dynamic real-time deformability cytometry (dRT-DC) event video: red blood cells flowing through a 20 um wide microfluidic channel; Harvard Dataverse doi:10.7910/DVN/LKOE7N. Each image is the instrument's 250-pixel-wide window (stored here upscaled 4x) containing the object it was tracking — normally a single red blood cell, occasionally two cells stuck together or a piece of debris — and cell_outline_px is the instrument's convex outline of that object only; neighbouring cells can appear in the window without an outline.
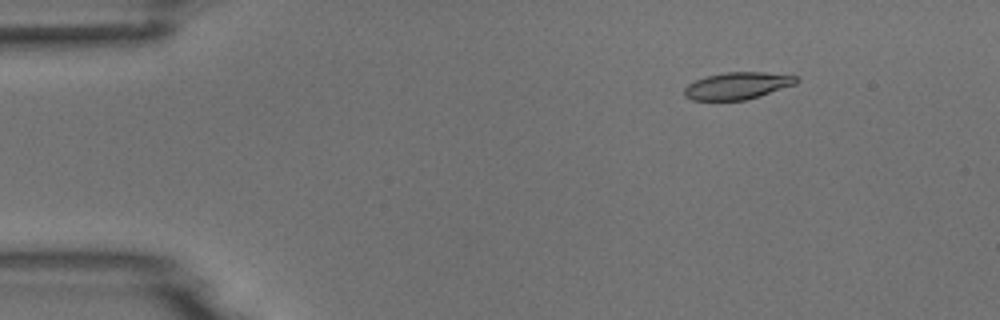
{"species": "common noctule bat (a hibernating species)", "species_latin": "Nyctalus noctula", "temperature_condition": "room temperature", "stored_images_in_passage": 4, "camera_frame_rate_fps": 3000, "um_per_image_px": 0.085, "animal": {"sex": "male", "body_mass_g": 18.8}, "frame": {"image": 1, "passage_image": 2, "time_ms": 2.0, "image_size_px": [1000, 320], "cell_outline_px": [[800, 80], [796, 84], [760, 96], [744, 100], [692, 100], [684, 96], [684, 88], [688, 84], [696, 80], [708, 76], [724, 72], [764, 72], [800, 76]], "centroid_in_image_um": [62.72, 7.28], "position_along_channel_um": 22.3, "area_um2": 17.74}}